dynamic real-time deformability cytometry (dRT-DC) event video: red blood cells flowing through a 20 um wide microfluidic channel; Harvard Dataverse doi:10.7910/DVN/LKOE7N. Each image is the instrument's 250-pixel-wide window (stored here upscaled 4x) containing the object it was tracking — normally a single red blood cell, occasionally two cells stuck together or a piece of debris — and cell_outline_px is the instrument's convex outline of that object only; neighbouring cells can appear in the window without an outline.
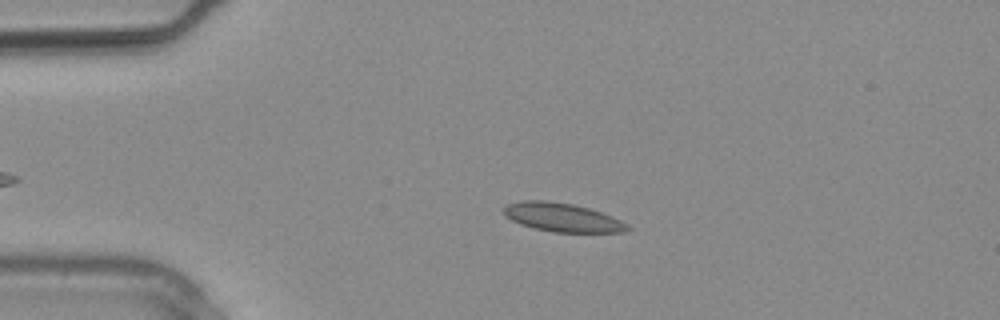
{"species": "common noctule bat (a hibernating species)", "species_latin": "Nyctalus noctula", "temperature_condition": "warm", "stored_images_in_passage": 4, "camera_frame_rate_fps": 3000, "um_per_image_px": 0.085, "animal": {"sex": "male", "body_mass_g": 20.4}, "frame": {"image": 1, "passage_image": 2, "time_ms": 0.333, "image_size_px": [1000, 320], "cell_outline_px": [[632, 228], [624, 232], [552, 232], [520, 224], [504, 216], [504, 208], [508, 204], [520, 200], [548, 200], [572, 204], [588, 208], [612, 216], [628, 224]], "centroid_in_image_um": [47.79, 18.47], "position_along_channel_um": 37.2, "area_um2": 20.63}}
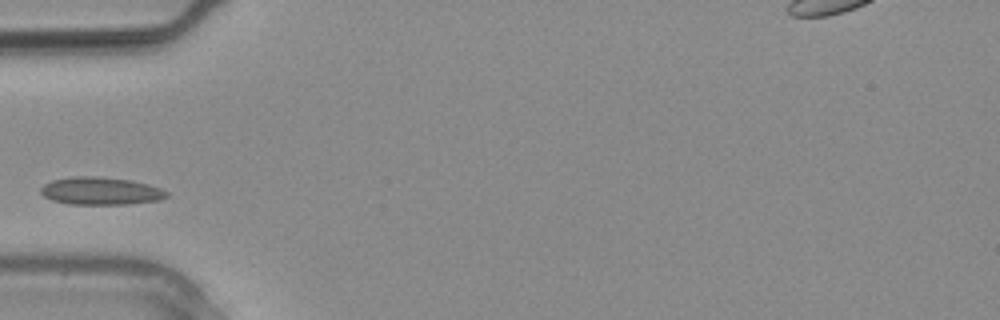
{"frame": {"image": 2, "passage_image": 4, "time_ms": 1.0, "image_size_px": [1000, 320], "cell_outline_px": [[168, 196], [160, 200], [128, 204], [68, 204], [52, 200], [44, 196], [40, 192], [40, 188], [44, 184], [52, 180], [72, 176], [96, 176], [128, 180], [148, 184], [160, 188], [168, 192]], "centroid_in_image_um": [8.54, 16.23], "position_along_channel_um": 76.5, "area_um2": 20.29}}